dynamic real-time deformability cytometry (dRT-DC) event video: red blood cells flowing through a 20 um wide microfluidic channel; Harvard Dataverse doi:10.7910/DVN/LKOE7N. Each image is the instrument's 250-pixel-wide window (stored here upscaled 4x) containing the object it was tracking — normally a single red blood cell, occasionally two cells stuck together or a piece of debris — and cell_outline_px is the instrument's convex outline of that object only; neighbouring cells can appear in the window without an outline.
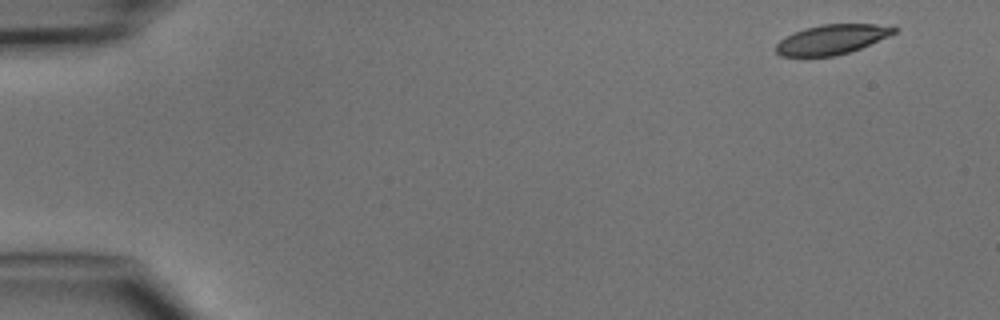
{"species": "common noctule bat (a hibernating species)", "species_latin": "Nyctalus noctula", "temperature_condition": "cold", "stored_images_in_passage": 4, "camera_frame_rate_fps": 3000, "um_per_image_px": 0.085, "animal": {"sex": "male", "body_mass_g": 15.6}, "frame": {"image": 1, "passage_image": 1, "time_ms": 0.0, "image_size_px": [1000, 320], "cell_outline_px": [[900, 28], [896, 32], [888, 36], [860, 48], [836, 56], [780, 56], [776, 52], [776, 44], [780, 40], [792, 32], [804, 28], [824, 24], [876, 24]], "centroid_in_image_um": [70.68, 3.35], "position_along_channel_um": 14.3, "area_um2": 20.35}}
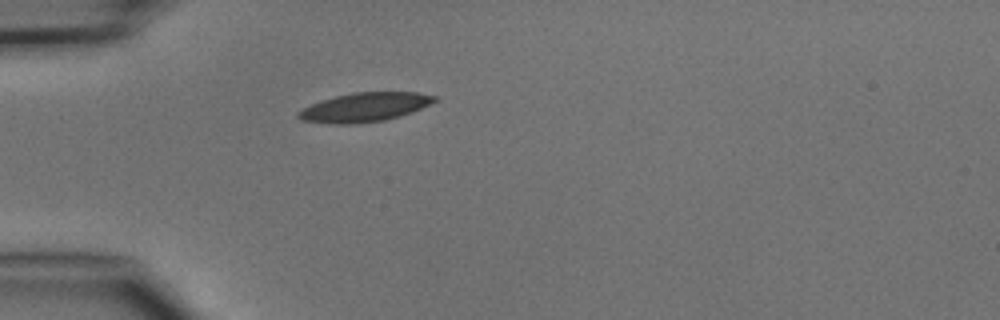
{"frame": {"image": 2, "passage_image": 4, "time_ms": 3.667, "image_size_px": [1000, 320], "cell_outline_px": [[440, 100], [412, 112], [400, 116], [384, 120], [356, 124], [332, 124], [300, 120], [296, 116], [296, 112], [312, 104], [336, 96], [352, 92], [420, 92], [440, 96]], "centroid_in_image_um": [31.06, 9.11], "position_along_channel_um": 53.9, "area_um2": 23.29}}